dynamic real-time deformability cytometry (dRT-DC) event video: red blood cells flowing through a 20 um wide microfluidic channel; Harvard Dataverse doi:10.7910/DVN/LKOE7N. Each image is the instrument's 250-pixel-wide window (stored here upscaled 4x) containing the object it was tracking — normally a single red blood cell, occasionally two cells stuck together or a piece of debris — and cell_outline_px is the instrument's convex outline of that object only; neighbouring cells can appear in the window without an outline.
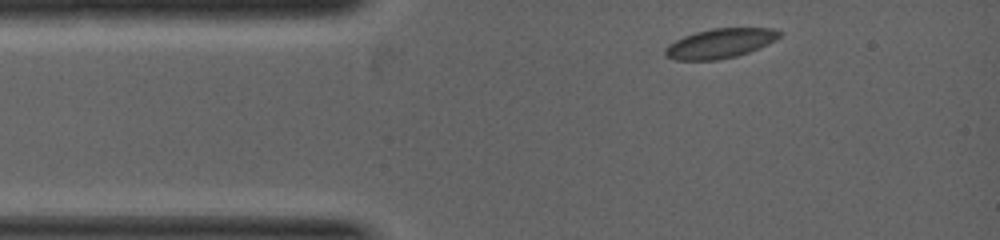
{"species": "common noctule bat (a hibernating species)", "species_latin": "Nyctalus noctula", "temperature_condition": "warm", "stored_images_in_passage": 3, "camera_frame_rate_fps": 5000, "um_per_image_px": 0.085, "animal": {"sex": "female", "body_mass_g": 19.0, "forearm_length_mm": 53.3}, "frame": {"image": 1, "passage_image": 1, "time_ms": 0.0, "image_size_px": [1000, 240], "cell_outline_px": [[784, 32], [776, 40], [760, 48], [736, 56], [716, 60], [676, 60], [664, 56], [664, 48], [668, 44], [684, 36], [696, 32], [712, 28], [772, 28]], "centroid_in_image_um": [61.21, 3.68], "position_along_channel_um": 23.8, "area_um2": 19.83}}